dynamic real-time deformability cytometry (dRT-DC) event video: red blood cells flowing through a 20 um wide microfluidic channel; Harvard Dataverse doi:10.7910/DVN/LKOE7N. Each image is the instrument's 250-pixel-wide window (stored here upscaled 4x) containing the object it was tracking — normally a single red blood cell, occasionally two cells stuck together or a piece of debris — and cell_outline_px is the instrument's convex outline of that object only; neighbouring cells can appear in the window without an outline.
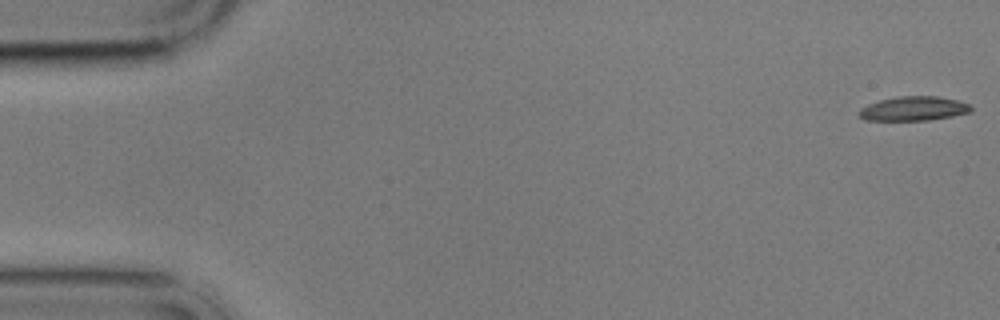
{"species": "common noctule bat (a hibernating species)", "species_latin": "Nyctalus noctula", "temperature_condition": "cold", "stored_images_in_passage": 6, "camera_frame_rate_fps": 3000, "um_per_image_px": 0.085, "animal": {"sex": "male", "body_mass_g": 17.9}, "frame": {"image": 1, "passage_image": 1, "time_ms": 0.0, "image_size_px": [1000, 320], "cell_outline_px": [[972, 112], [952, 116], [928, 120], [864, 120], [856, 112], [860, 108], [868, 104], [880, 100], [896, 96], [936, 96], [956, 100], [968, 104], [972, 108]], "centroid_in_image_um": [77.62, 9.23], "position_along_channel_um": 7.4, "area_um2": 15.84}}
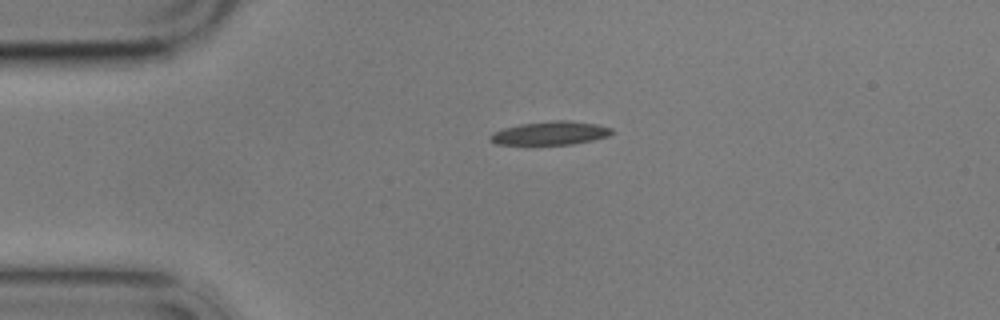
{"frame": {"image": 2, "passage_image": 4, "time_ms": 4.0, "image_size_px": [1000, 320], "cell_outline_px": [[616, 132], [608, 136], [592, 140], [572, 144], [496, 144], [488, 140], [488, 136], [492, 132], [504, 128], [520, 124], [556, 120], [568, 120], [596, 124], [612, 128]], "centroid_in_image_um": [46.77, 11.31], "position_along_channel_um": 38.2, "area_um2": 16.65}}
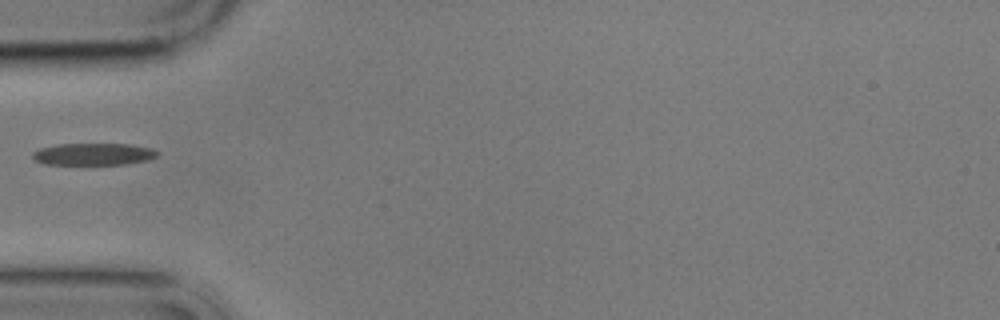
{"frame": {"image": 3, "passage_image": 6, "time_ms": 6.0, "image_size_px": [1000, 320], "cell_outline_px": [[160, 152], [156, 156], [148, 160], [124, 164], [44, 164], [36, 160], [32, 156], [32, 152], [40, 148], [56, 144], [132, 144], [152, 148]], "centroid_in_image_um": [7.96, 13.09], "position_along_channel_um": 77.0, "area_um2": 16.01}}